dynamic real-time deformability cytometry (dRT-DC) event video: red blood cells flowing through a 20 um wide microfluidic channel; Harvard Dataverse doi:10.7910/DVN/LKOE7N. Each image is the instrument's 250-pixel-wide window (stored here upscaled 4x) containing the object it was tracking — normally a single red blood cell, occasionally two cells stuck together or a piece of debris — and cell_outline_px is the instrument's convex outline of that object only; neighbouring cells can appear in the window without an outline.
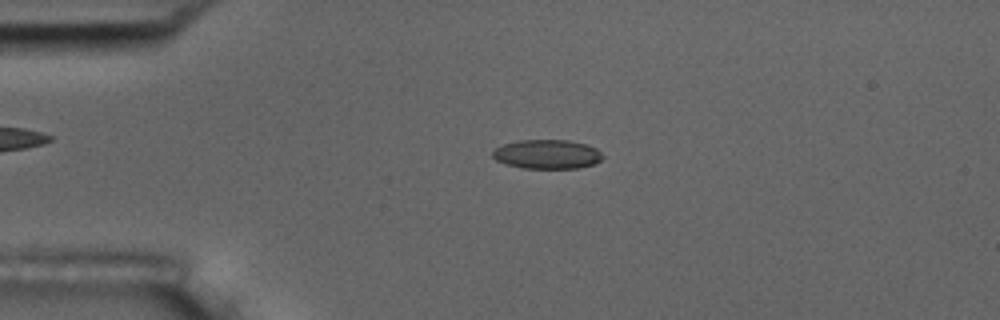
{"species": "common noctule bat (a hibernating species)", "species_latin": "Nyctalus noctula", "temperature_condition": "room temperature", "stored_images_in_passage": 56, "camera_frame_rate_fps": 3000, "um_per_image_px": 0.085, "animal": {"sex": "male", "body_mass_g": 17.5, "forearm_length_mm": 52.3}, "frame": {"image": 1, "passage_image": 13, "time_ms": 4.0, "image_size_px": [1000, 320], "cell_outline_px": [[604, 156], [600, 160], [592, 164], [576, 168], [520, 168], [496, 160], [492, 156], [492, 152], [496, 148], [504, 144], [520, 140], [568, 140], [584, 144], [596, 148]], "centroid_in_image_um": [46.49, 13.11], "position_along_channel_um": 38.5, "area_um2": 18.5}}
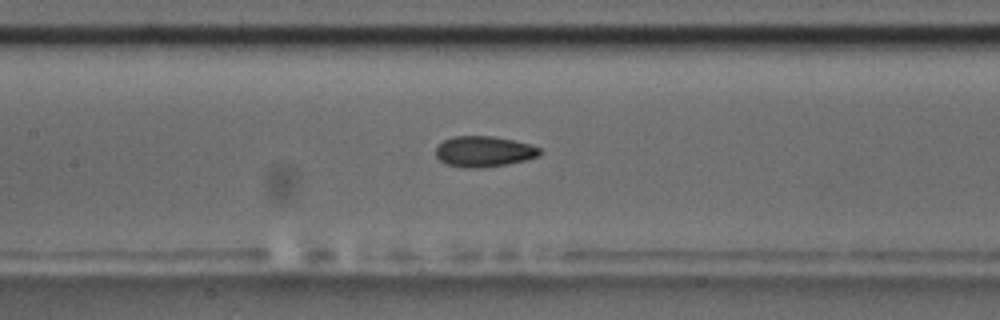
{"frame": {"image": 2, "passage_image": 26, "time_ms": 8.333, "image_size_px": [1000, 320], "cell_outline_px": [[540, 152], [536, 156], [524, 160], [504, 164], [480, 168], [464, 168], [448, 164], [440, 160], [436, 156], [436, 148], [444, 140], [452, 136], [492, 136], [512, 140], [528, 144], [540, 148]], "centroid_in_image_um": [41.08, 12.87], "position_along_channel_um": 166.3, "area_um2": 18.26}}
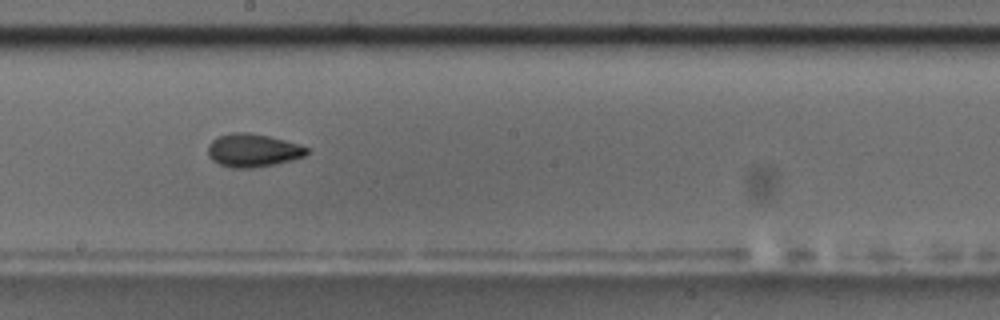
{"frame": {"image": 3, "passage_image": 31, "time_ms": 10.0, "image_size_px": [1000, 320], "cell_outline_px": [[308, 152], [304, 156], [292, 160], [276, 164], [252, 168], [232, 168], [220, 164], [212, 160], [208, 156], [208, 144], [212, 140], [220, 136], [232, 132], [244, 132], [268, 136], [300, 144], [308, 148]], "centroid_in_image_um": [21.49, 12.79], "position_along_channel_um": 226.7, "area_um2": 19.07}, "authors_computed_cell_mechanics": {"area_um2": 18.6116, "velocity_mm_per_s": 3.6487, "shape_relaxation_time_tau1_ms": 10.8257, "shape_relaxation_time_tau2_ms": 2.7648, "deformation_change_tau1": 0.2012, "deformation_change_tau2": 0.0643}}